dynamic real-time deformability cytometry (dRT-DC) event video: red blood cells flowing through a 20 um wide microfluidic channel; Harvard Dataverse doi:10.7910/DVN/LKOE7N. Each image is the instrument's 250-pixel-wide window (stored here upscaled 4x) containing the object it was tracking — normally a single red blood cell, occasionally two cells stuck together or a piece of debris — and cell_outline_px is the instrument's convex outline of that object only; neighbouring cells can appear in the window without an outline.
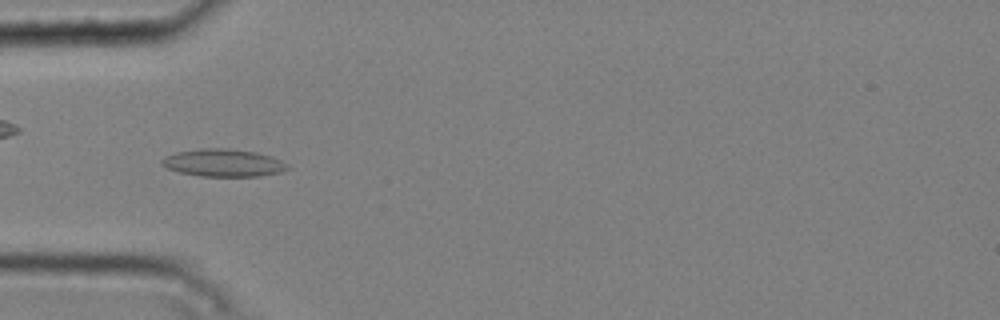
{"species": "common noctule bat (a hibernating species)", "species_latin": "Nyctalus noctula", "temperature_condition": "cold", "stored_images_in_passage": 7, "camera_frame_rate_fps": 3000, "um_per_image_px": 0.085, "animal": {"sex": "male", "body_mass_g": 20.4}, "frame": {"image": 1, "passage_image": 5, "time_ms": 1.333, "image_size_px": [1000, 320], "cell_outline_px": [[288, 168], [280, 172], [260, 176], [200, 176], [180, 172], [168, 168], [160, 164], [160, 160], [164, 156], [176, 152], [200, 148], [228, 148], [256, 152], [272, 156], [288, 164]], "centroid_in_image_um": [18.96, 13.83], "position_along_channel_um": 66.0, "area_um2": 20.23}}
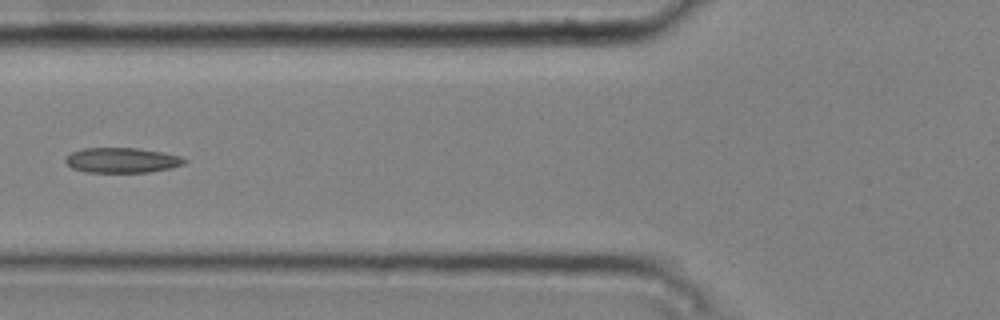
{"frame": {"image": 2, "passage_image": 6, "time_ms": 1.667, "image_size_px": [1000, 320], "cell_outline_px": [[188, 160], [184, 164], [172, 168], [148, 172], [88, 172], [72, 168], [64, 160], [72, 152], [84, 148], [136, 148], [160, 152], [180, 156]], "centroid_in_image_um": [10.39, 13.62], "position_along_channel_um": 115.4, "area_um2": 17.22}}
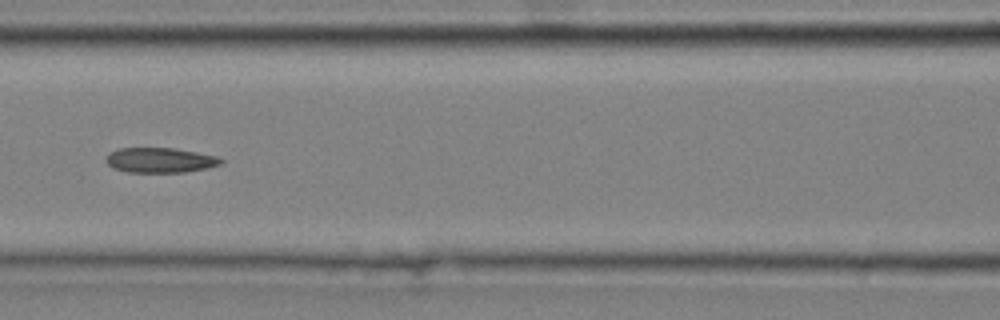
{"frame": {"image": 3, "passage_image": 7, "time_ms": 2.0, "image_size_px": [1000, 320], "cell_outline_px": [[224, 164], [208, 168], [184, 172], [128, 172], [112, 168], [104, 160], [116, 148], [172, 148], [196, 152], [216, 156], [224, 160]], "centroid_in_image_um": [13.63, 13.62], "position_along_channel_um": 153.0, "area_um2": 16.76}}